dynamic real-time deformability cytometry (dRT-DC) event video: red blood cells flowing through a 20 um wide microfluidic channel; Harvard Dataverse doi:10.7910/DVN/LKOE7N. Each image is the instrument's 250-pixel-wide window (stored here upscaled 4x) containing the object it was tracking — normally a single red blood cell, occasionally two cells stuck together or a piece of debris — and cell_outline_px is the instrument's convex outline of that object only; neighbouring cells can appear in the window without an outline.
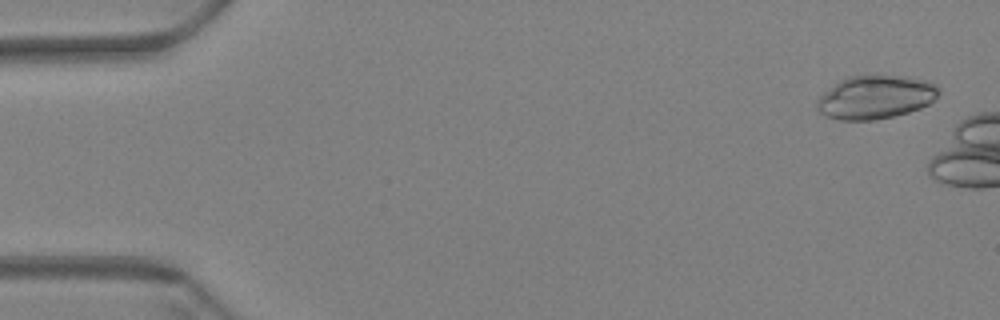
{"species": "Egyptian fruit bat (a non-hibernating species)", "species_latin": "Rousettus aegyptiacus", "temperature_condition": "warm", "stored_images_in_passage": 9, "camera_frame_rate_fps": 3000, "um_per_image_px": 0.085, "animal": {"sex": "female"}, "frame": {"image": 1, "passage_image": 3, "time_ms": 0.667, "image_size_px": [1000, 320], "cell_outline_px": [[940, 92], [928, 104], [920, 108], [908, 112], [876, 120], [840, 120], [828, 116], [820, 112], [816, 108], [816, 100], [832, 84], [848, 76], [876, 72], [880, 72], [912, 76], [928, 80], [936, 84], [940, 88]], "centroid_in_image_um": [74.43, 8.19], "position_along_channel_um": 10.6, "area_um2": 31.91}}